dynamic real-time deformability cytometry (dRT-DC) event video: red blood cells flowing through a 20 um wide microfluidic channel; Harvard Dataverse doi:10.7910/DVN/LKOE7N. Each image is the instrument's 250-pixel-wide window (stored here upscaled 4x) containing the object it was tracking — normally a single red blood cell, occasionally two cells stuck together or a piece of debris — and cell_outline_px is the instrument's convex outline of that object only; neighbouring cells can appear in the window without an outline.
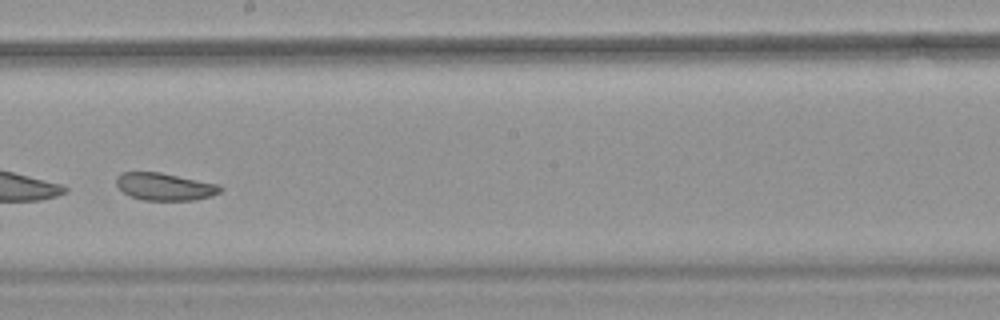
{"species": "common noctule bat (a hibernating species)", "species_latin": "Nyctalus noctula", "temperature_condition": "warm", "stored_images_in_passage": 50, "camera_frame_rate_fps": 3000, "um_per_image_px": 0.085, "animal": {"sex": "female", "body_mass_g": 18.4}, "frame": {"image": 1, "passage_image": 29, "time_ms": 9.333, "image_size_px": [1000, 320], "cell_outline_px": [[224, 188], [220, 192], [212, 196], [196, 200], [144, 200], [128, 196], [116, 184], [116, 176], [120, 172], [160, 172], [220, 184]], "centroid_in_image_um": [14.02, 15.86], "position_along_channel_um": 234.2, "area_um2": 16.82}, "authors_computed_cell_mechanics": {"area_um2": 22.0507, "velocity_mm_per_s": 3.7529, "shape_relaxation_time_tau1_ms": 5.3433, "shape_relaxation_time_tau2_ms": 2.3286, "deformation_change_tau1": 0.1131, "deformation_change_tau2": 0.0795}}